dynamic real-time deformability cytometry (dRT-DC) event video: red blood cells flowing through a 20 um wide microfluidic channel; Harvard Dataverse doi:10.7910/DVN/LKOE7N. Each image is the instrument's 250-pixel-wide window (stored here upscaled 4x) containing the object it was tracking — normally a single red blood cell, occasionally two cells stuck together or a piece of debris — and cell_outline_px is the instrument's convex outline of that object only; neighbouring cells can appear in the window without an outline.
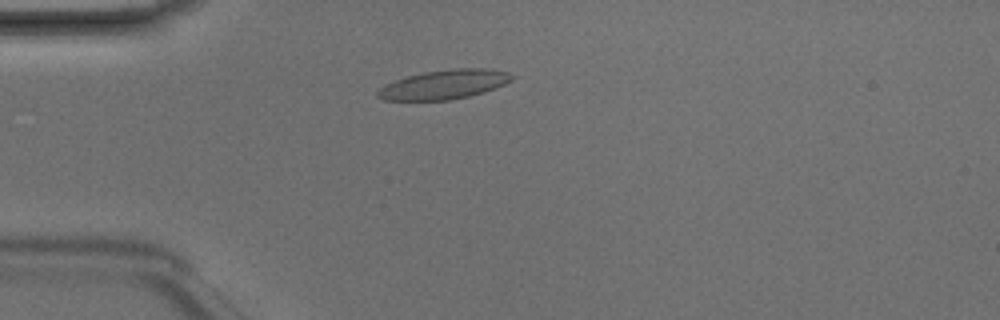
{"species": "Egyptian fruit bat (a non-hibernating species)", "species_latin": "Rousettus aegyptiacus", "temperature_condition": "room temperature", "stored_images_in_passage": 3, "camera_frame_rate_fps": 3000, "um_per_image_px": 0.085, "animal": {"sex": "male"}, "frame": {"image": 1, "passage_image": 2, "time_ms": 0.333, "image_size_px": [1000, 320], "cell_outline_px": [[516, 76], [512, 80], [504, 84], [484, 92], [468, 96], [448, 100], [384, 100], [376, 96], [376, 92], [384, 84], [408, 76], [424, 72], [456, 68], [484, 68], [508, 72]], "centroid_in_image_um": [37.75, 7.18], "position_along_channel_um": 47.2, "area_um2": 22.77}}